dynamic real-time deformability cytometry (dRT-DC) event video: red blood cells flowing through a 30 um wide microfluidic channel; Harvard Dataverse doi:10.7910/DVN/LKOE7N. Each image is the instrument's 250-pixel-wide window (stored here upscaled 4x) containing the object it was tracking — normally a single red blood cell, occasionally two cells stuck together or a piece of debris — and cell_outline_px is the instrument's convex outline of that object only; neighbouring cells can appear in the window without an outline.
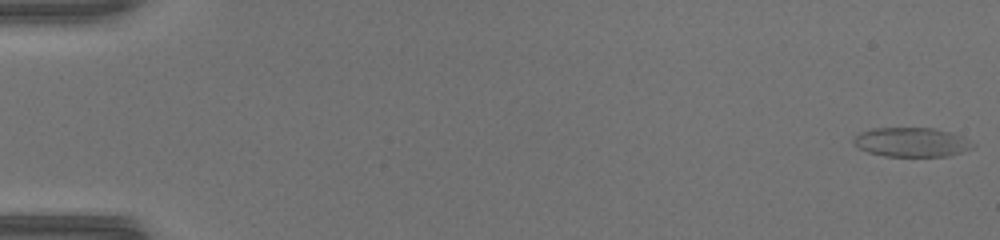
{"species": "common noctule bat (a hibernating species)", "species_latin": "Nyctalus noctula", "temperature_condition": "warm", "stored_images_in_passage": 51, "camera_frame_rate_fps": 3000, "um_per_image_px": 0.085, "animal": {"sex": "female", "body_mass_g": 17.0, "forearm_length_mm": 48.0}, "frame": {"image": 1, "passage_image": 1, "time_ms": 0.0, "image_size_px": [1000, 240], "cell_outline_px": [[976, 144], [972, 148], [948, 156], [884, 156], [868, 152], [852, 144], [852, 140], [860, 132], [872, 128], [932, 128], [964, 136]], "centroid_in_image_um": [77.48, 12.08], "position_along_channel_um": 7.5, "area_um2": 20.35}}
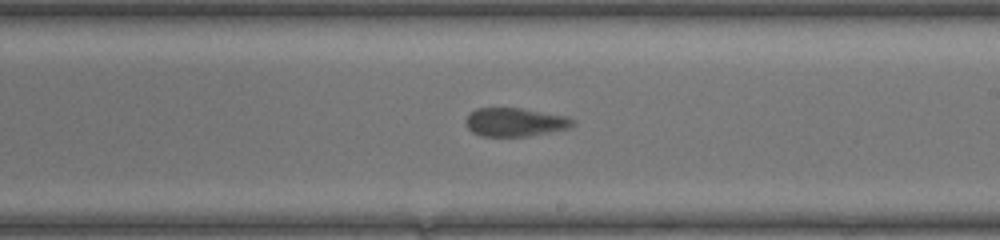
{"frame": {"image": 2, "passage_image": 31, "time_ms": 10.0, "image_size_px": [1000, 240], "cell_outline_px": [[576, 124], [572, 128], [552, 132], [528, 136], [480, 136], [472, 132], [468, 128], [464, 120], [476, 108], [520, 108], [568, 116], [576, 120]], "centroid_in_image_um": [43.84, 10.39], "position_along_channel_um": 245.2, "area_um2": 18.03}}
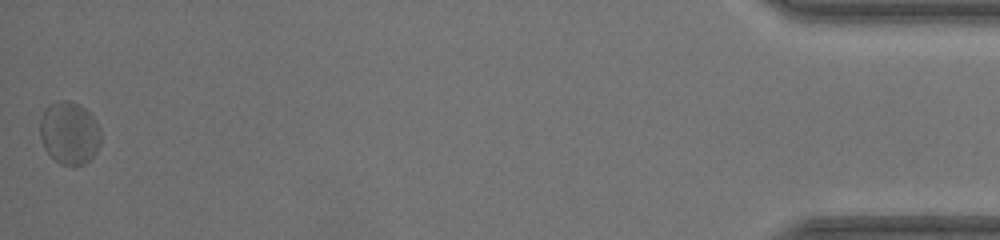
{"frame": {"image": 3, "passage_image": 51, "time_ms": 16.667, "image_size_px": [1000, 240], "cell_outline_px": [[100, 144], [96, 152], [84, 164], [60, 164], [44, 148], [40, 136], [40, 120], [44, 108], [48, 104], [56, 100], [68, 100], [84, 108], [96, 120], [100, 128]], "centroid_in_image_um": [5.88, 11.27], "position_along_channel_um": 429.3, "area_um2": 22.14}, "authors_computed_cell_mechanics": {"area_um2": 19.5942, "velocity_mm_per_s": 4.1468, "shape_relaxation_time_tau1_ms": null, "shape_relaxation_time_tau2_ms": 1.1141, "deformation_change_tau1": null, "deformation_change_tau2": 0.0756}}